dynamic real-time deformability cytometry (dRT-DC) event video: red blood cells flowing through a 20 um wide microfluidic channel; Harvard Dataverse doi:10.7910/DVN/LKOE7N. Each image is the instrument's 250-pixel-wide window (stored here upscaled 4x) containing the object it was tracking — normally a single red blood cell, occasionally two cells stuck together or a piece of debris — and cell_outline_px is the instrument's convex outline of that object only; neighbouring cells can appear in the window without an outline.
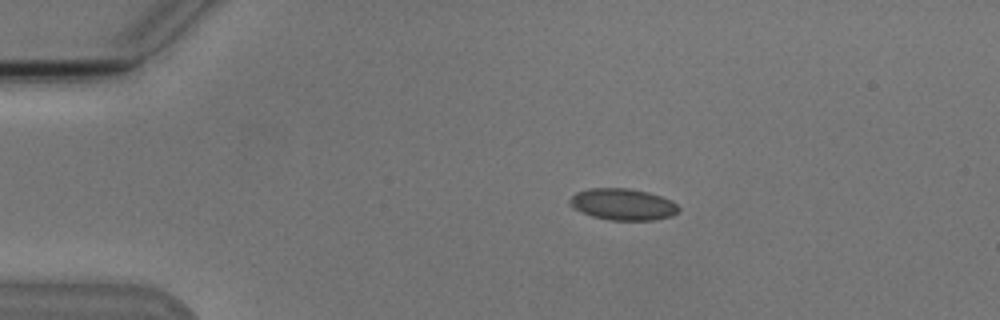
{"species": "Egyptian fruit bat (a non-hibernating species)", "species_latin": "Rousettus aegyptiacus", "temperature_condition": "cold", "stored_images_in_passage": 44, "camera_frame_rate_fps": 3000, "um_per_image_px": 0.085, "animal": {"sex": "male"}, "frame": {"image": 1, "passage_image": 1, "time_ms": 0.0, "image_size_px": [1000, 320], "cell_outline_px": [[680, 208], [672, 216], [652, 220], [608, 220], [592, 216], [572, 208], [568, 204], [568, 200], [576, 192], [588, 188], [628, 188], [648, 192], [672, 200]], "centroid_in_image_um": [52.91, 17.36], "position_along_channel_um": 32.1, "area_um2": 20.11}}
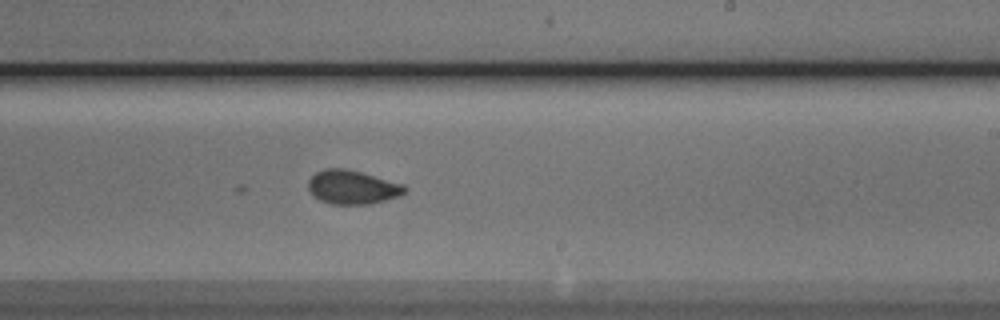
{"frame": {"image": 2, "passage_image": 23, "time_ms": 7.333, "image_size_px": [1000, 320], "cell_outline_px": [[408, 192], [400, 196], [368, 204], [332, 204], [320, 200], [308, 188], [308, 180], [316, 172], [324, 168], [344, 168], [360, 172], [404, 184], [408, 188]], "centroid_in_image_um": [29.99, 15.9], "position_along_channel_um": 259.0, "area_um2": 18.96}}
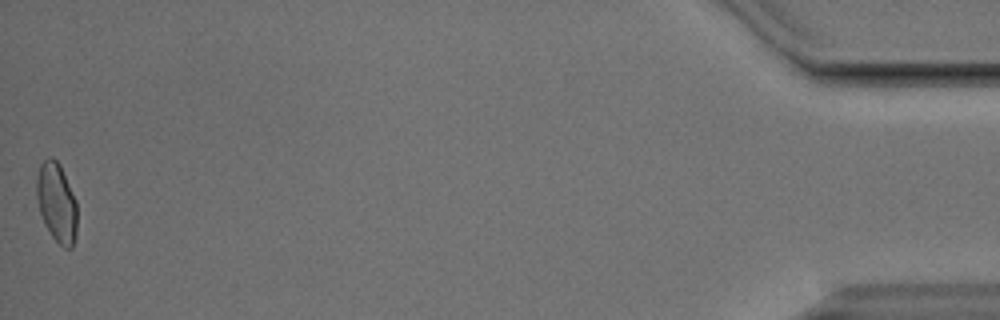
{"frame": {"image": 3, "passage_image": 44, "time_ms": 14.333, "image_size_px": [1000, 320], "cell_outline_px": [[76, 236], [72, 248], [64, 248], [52, 236], [32, 208], [32, 204], [36, 176], [40, 164], [48, 156], [52, 156], [60, 164], [76, 200]], "centroid_in_image_um": [4.71, 17.2], "position_along_channel_um": 430.5, "area_um2": 19.94}, "authors_computed_cell_mechanics": {"area_um2": 18.9584, "velocity_mm_per_s": 3.8169, "shape_relaxation_time_tau1_ms": 0.0377, "shape_relaxation_time_tau2_ms": null, "deformation_change_tau1": 0.1619, "deformation_change_tau2": null}}